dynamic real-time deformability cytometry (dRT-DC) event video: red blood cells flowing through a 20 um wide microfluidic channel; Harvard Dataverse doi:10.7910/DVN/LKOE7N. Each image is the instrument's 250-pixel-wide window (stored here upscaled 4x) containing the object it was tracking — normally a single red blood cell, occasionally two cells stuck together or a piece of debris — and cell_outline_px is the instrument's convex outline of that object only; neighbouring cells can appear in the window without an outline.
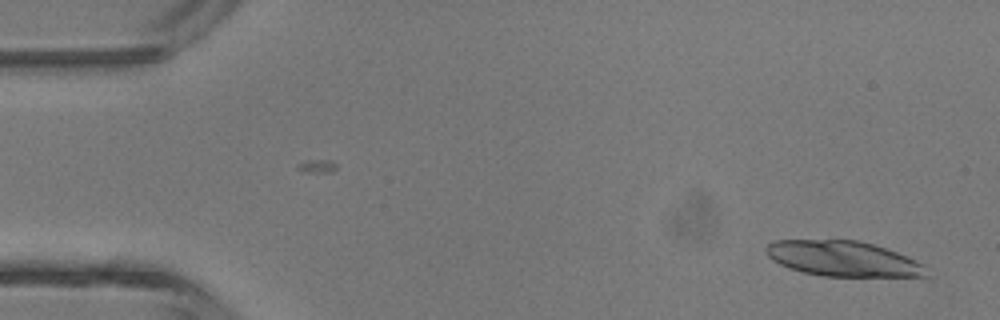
{"species": "common noctule bat (a hibernating species)", "species_latin": "Nyctalus noctula", "temperature_condition": "room temperature", "stored_images_in_passage": 2, "camera_frame_rate_fps": 3000, "um_per_image_px": 0.085, "animal": {"sex": "male", "body_mass_g": 13.3}, "frame": {"image": 1, "passage_image": 2, "time_ms": 1.0, "image_size_px": [1000, 320], "cell_outline_px": [[928, 276], [824, 276], [804, 272], [788, 268], [772, 260], [768, 256], [764, 248], [768, 244], [776, 240], [860, 240], [896, 252], [916, 260], [924, 264]], "centroid_in_image_um": [71.63, 21.98], "position_along_channel_um": 13.4, "area_um2": 32.77}}